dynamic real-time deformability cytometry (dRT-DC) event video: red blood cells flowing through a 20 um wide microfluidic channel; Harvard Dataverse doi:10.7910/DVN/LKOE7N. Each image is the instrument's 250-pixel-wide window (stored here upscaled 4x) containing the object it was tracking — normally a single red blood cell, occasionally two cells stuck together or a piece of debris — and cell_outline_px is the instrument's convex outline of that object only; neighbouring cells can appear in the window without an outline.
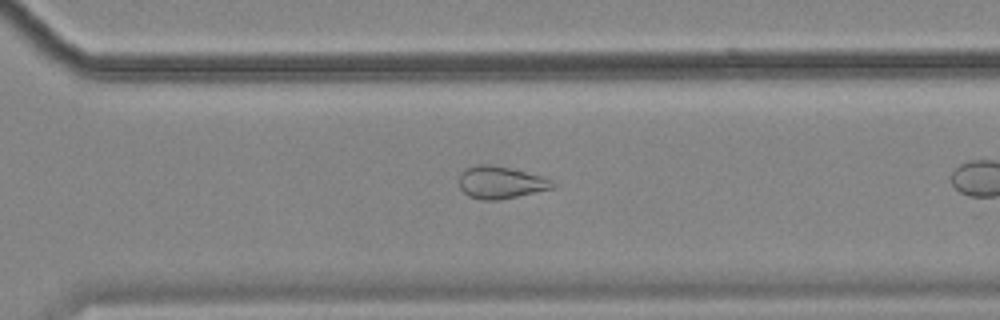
{"species": "common noctule bat (a hibernating species)", "species_latin": "Nyctalus noctula", "temperature_condition": "cold", "stored_images_in_passage": 31, "camera_frame_rate_fps": 3000, "um_per_image_px": 0.085, "animal": {"sex": "female", "body_mass_g": 18.4}, "frame": {"image": 1, "passage_image": 27, "time_ms": 8.667, "image_size_px": [1000, 320], "cell_outline_px": [[556, 184], [552, 188], [516, 196], [496, 200], [480, 200], [468, 196], [460, 188], [460, 172], [464, 168], [476, 164], [488, 164], [508, 168], [540, 176], [552, 180]], "centroid_in_image_um": [42.49, 15.5], "position_along_channel_um": 328.1, "area_um2": 17.34}}